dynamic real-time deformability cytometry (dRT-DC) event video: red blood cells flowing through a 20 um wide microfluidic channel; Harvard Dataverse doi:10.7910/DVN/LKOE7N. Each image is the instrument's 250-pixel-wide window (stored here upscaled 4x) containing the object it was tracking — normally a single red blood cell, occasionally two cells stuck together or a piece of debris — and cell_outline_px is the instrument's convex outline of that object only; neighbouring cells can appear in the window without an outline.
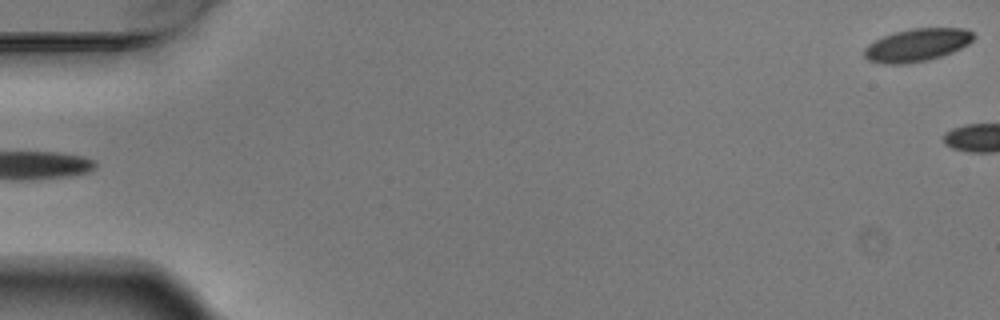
{"species": "Egyptian fruit bat (a non-hibernating species)", "species_latin": "Rousettus aegyptiacus", "temperature_condition": "warm", "stored_images_in_passage": 6, "segment_of_instrument_passage": [2, 2], "camera_frame_rate_fps": 3000, "um_per_image_px": 0.085, "animal": {"sex": "male"}, "frame": {"image": 1, "passage_image": 6, "time_ms": 1.667, "image_size_px": [1000, 320], "cell_outline_px": [[976, 36], [968, 44], [952, 52], [940, 56], [924, 60], [900, 64], [884, 64], [868, 60], [864, 56], [864, 48], [868, 44], [884, 36], [896, 32], [912, 28], [964, 28], [972, 32]], "centroid_in_image_um": [77.94, 3.82], "position_along_channel_um": 7.1, "area_um2": 20.63}}